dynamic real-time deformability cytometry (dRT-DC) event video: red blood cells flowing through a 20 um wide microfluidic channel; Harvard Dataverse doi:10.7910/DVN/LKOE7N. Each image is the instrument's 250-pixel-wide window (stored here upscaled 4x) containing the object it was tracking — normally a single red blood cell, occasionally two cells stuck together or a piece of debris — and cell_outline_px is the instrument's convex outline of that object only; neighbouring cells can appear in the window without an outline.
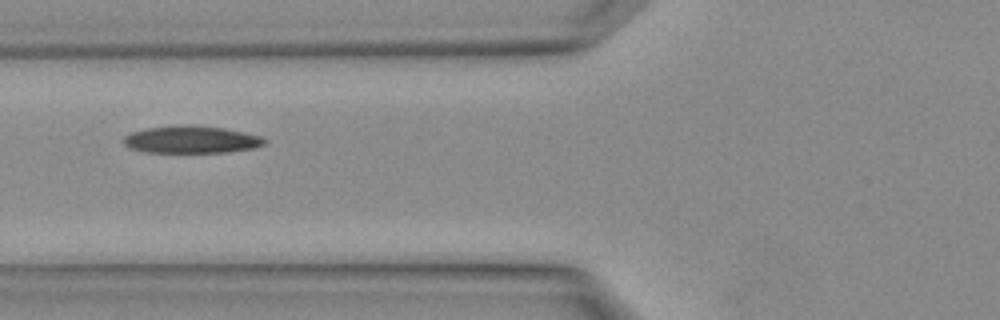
{"species": "Egyptian fruit bat (a non-hibernating species)", "species_latin": "Rousettus aegyptiacus", "temperature_condition": "warm", "stored_images_in_passage": 5, "camera_frame_rate_fps": 3000, "um_per_image_px": 0.085, "animal": {"sex": "female"}, "frame": {"image": 1, "passage_image": 5, "time_ms": 1.333, "image_size_px": [1000, 320], "cell_outline_px": [[268, 140], [264, 144], [252, 148], [228, 152], [148, 152], [132, 148], [124, 144], [124, 136], [132, 132], [148, 128], [180, 124], [192, 124], [224, 128], [260, 136]], "centroid_in_image_um": [16.27, 11.85], "position_along_channel_um": 109.5, "area_um2": 22.31}}